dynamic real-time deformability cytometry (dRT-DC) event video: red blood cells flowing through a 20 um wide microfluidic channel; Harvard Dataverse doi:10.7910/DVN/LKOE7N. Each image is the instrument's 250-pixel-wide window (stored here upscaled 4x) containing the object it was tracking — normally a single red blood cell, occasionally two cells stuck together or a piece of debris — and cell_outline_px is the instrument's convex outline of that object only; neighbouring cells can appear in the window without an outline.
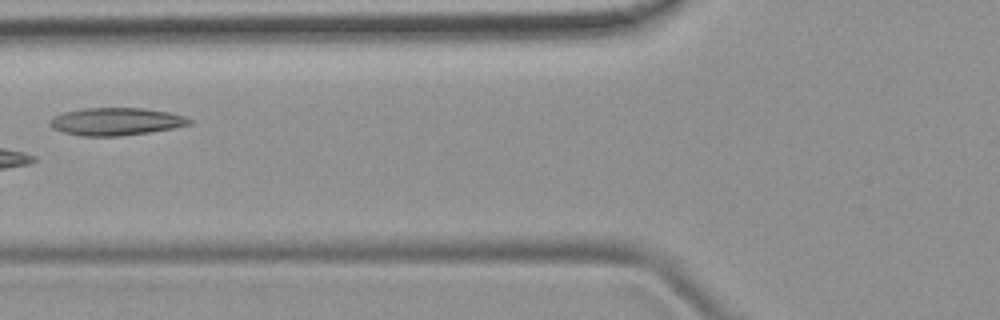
{"species": "common noctule bat (a hibernating species)", "species_latin": "Nyctalus noctula", "temperature_condition": "room temperature", "stored_images_in_passage": 7, "camera_frame_rate_fps": 3000, "um_per_image_px": 0.085, "animal": {"sex": "female", "body_mass_g": 19.9}, "frame": {"image": 1, "passage_image": 6, "time_ms": 6.667, "image_size_px": [1000, 320], "cell_outline_px": [[192, 124], [172, 128], [148, 132], [120, 136], [80, 136], [64, 132], [52, 128], [48, 124], [48, 120], [52, 116], [64, 112], [84, 108], [144, 108], [168, 112], [184, 116], [192, 120]], "centroid_in_image_um": [9.81, 10.33], "position_along_channel_um": 116.0, "area_um2": 22.48}}
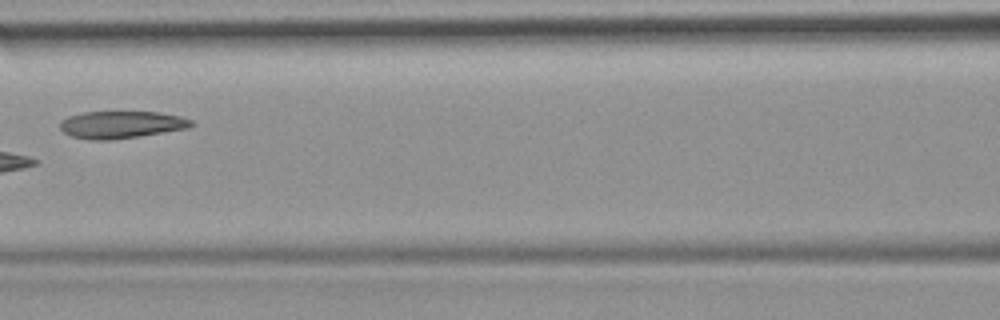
{"frame": {"image": 2, "passage_image": 7, "time_ms": 7.667, "image_size_px": [1000, 320], "cell_outline_px": [[196, 124], [188, 128], [112, 140], [92, 140], [72, 136], [64, 132], [60, 128], [60, 120], [68, 116], [84, 112], [160, 112], [180, 116], [192, 120]], "centroid_in_image_um": [10.31, 10.59], "position_along_channel_um": 156.3, "area_um2": 20.81}}